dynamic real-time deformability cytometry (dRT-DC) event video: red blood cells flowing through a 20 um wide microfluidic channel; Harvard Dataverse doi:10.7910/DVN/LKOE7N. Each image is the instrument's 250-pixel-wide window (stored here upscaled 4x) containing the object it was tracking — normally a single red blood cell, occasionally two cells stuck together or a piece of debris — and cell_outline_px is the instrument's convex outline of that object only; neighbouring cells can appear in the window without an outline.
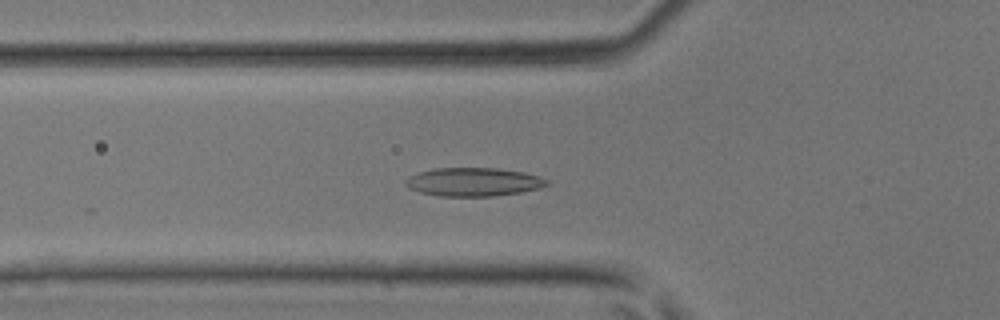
{"species": "common noctule bat (a hibernating species)", "species_latin": "Nyctalus noctula", "temperature_condition": "room temperature", "stored_images_in_passage": 47, "segment_of_instrument_passage": [1, 2], "camera_frame_rate_fps": 3000, "um_per_image_px": 0.085, "animal": {"sex": "male", "body_mass_g": 17.9, "forearm_length_mm": 54.2}, "frame": {"image": 1, "passage_image": 17, "time_ms": 5.333, "image_size_px": [1000, 320], "cell_outline_px": [[552, 184], [540, 188], [520, 192], [492, 196], [440, 196], [420, 192], [408, 188], [404, 184], [404, 180], [408, 176], [420, 172], [436, 168], [496, 168], [524, 172], [540, 176], [548, 180]], "centroid_in_image_um": [40.26, 15.46], "position_along_channel_um": 85.5, "area_um2": 23.58}}
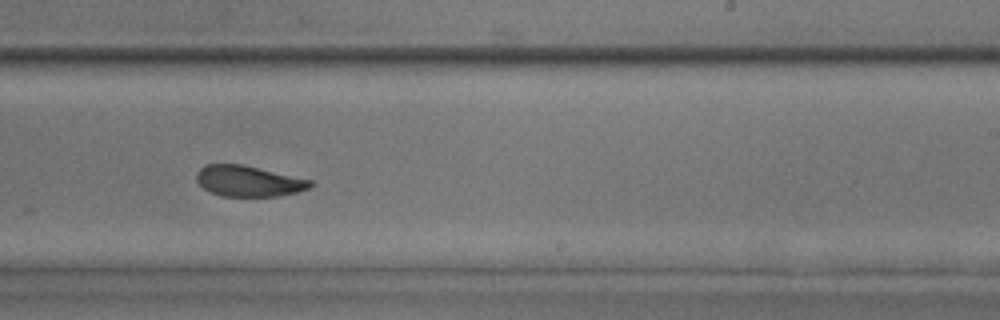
{"frame": {"image": 2, "passage_image": 29, "time_ms": 9.333, "image_size_px": [1000, 320], "cell_outline_px": [[312, 188], [296, 192], [276, 196], [224, 196], [212, 192], [204, 188], [196, 180], [196, 172], [204, 164], [240, 164], [312, 180]], "centroid_in_image_um": [21.11, 15.39], "position_along_channel_um": 267.9, "area_um2": 20.23}}
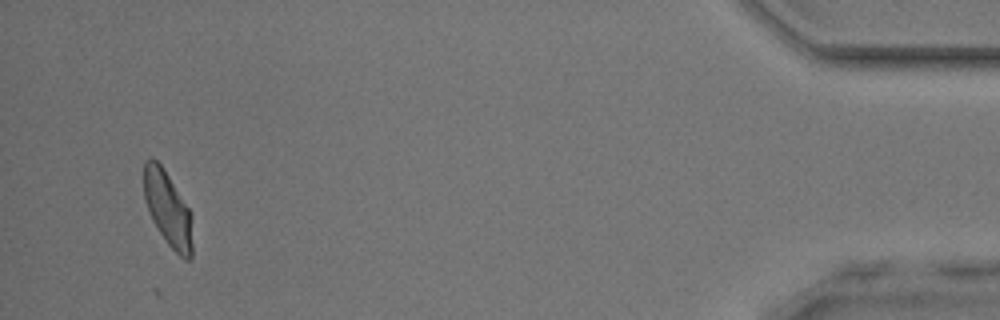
{"frame": {"image": 3, "passage_image": 44, "time_ms": 14.333, "image_size_px": [1000, 320], "cell_outline_px": [[192, 256], [188, 260], [184, 260], [168, 244], [152, 220], [144, 196], [144, 160], [156, 160], [164, 168], [192, 212]], "centroid_in_image_um": [14.3, 17.76], "position_along_channel_um": 420.9, "area_um2": 21.15}}